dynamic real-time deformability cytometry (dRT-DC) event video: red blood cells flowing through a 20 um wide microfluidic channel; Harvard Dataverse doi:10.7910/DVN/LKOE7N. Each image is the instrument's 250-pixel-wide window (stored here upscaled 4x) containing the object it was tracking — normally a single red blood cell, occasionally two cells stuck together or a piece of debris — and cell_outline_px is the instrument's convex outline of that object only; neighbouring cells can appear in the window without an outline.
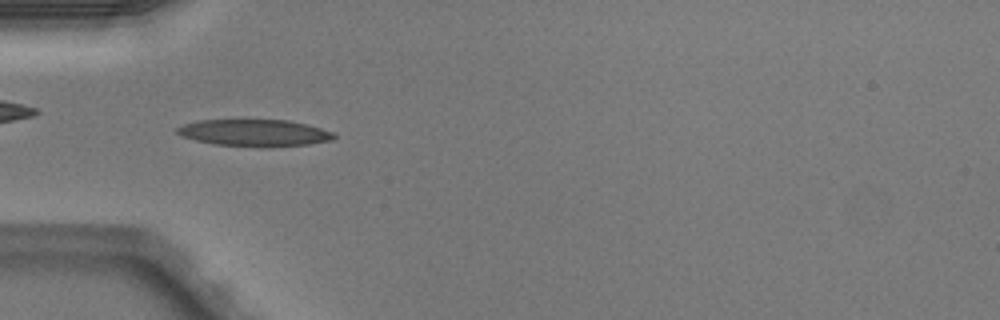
{"species": "Egyptian fruit bat (a non-hibernating species)", "species_latin": "Rousettus aegyptiacus", "temperature_condition": "warm", "stored_images_in_passage": 49, "camera_frame_rate_fps": 3000, "um_per_image_px": 0.085, "animal": {"sex": "male"}, "frame": {"image": 1, "passage_image": 15, "time_ms": 4.667, "image_size_px": [1000, 320], "cell_outline_px": [[336, 136], [332, 140], [308, 144], [268, 148], [216, 144], [196, 140], [184, 136], [176, 132], [176, 128], [184, 124], [200, 120], [288, 120], [320, 128], [332, 132]], "centroid_in_image_um": [21.65, 11.3], "position_along_channel_um": 63.4, "area_um2": 24.39}}
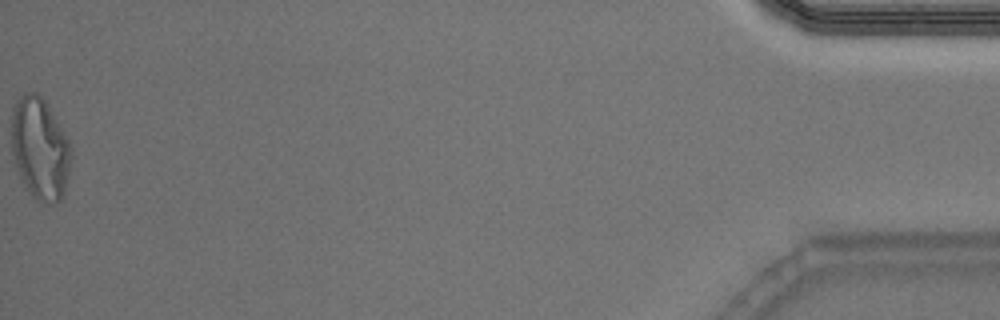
{"frame": {"image": 2, "passage_image": 49, "time_ms": 16.0, "image_size_px": [1000, 320], "cell_outline_px": [[72, 156], [68, 176], [64, 192], [60, 200], [56, 204], [52, 204], [36, 200], [28, 192], [20, 176], [12, 156], [12, 112], [16, 100], [24, 92], [36, 92], [44, 100], [68, 140], [72, 148]], "centroid_in_image_um": [3.39, 12.65], "position_along_channel_um": 431.8, "area_um2": 35.32}, "authors_computed_cell_mechanics": {"area_um2": 23.9292, "velocity_mm_per_s": 4.0999, "shape_relaxation_time_tau1_ms": 9.3341, "shape_relaxation_time_tau2_ms": 2.4492, "deformation_change_tau1": 0.2601, "deformation_change_tau2": 0.1236}}